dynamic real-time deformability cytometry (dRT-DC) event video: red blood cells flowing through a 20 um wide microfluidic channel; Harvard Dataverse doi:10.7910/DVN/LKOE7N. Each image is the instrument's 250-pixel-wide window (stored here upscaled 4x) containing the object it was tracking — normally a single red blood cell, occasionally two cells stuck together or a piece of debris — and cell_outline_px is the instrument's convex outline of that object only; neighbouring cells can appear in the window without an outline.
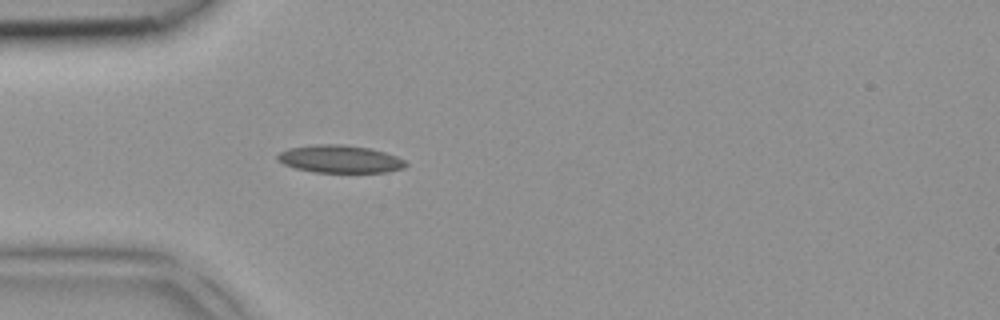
{"species": "common noctule bat (a hibernating species)", "species_latin": "Nyctalus noctula", "temperature_condition": "room temperature", "stored_images_in_passage": 1, "camera_frame_rate_fps": 3000, "um_per_image_px": 0.085, "animal": {"sex": "female", "body_mass_g": 18.4}, "frame": {"image": 1, "passage_image": 1, "time_ms": 0.0, "image_size_px": [1000, 320], "cell_outline_px": [[408, 164], [404, 168], [384, 172], [312, 172], [296, 168], [284, 164], [276, 160], [276, 156], [280, 152], [288, 148], [312, 144], [344, 144], [372, 148], [396, 156], [404, 160]], "centroid_in_image_um": [28.87, 13.5], "position_along_channel_um": 56.1, "area_um2": 20.81}}